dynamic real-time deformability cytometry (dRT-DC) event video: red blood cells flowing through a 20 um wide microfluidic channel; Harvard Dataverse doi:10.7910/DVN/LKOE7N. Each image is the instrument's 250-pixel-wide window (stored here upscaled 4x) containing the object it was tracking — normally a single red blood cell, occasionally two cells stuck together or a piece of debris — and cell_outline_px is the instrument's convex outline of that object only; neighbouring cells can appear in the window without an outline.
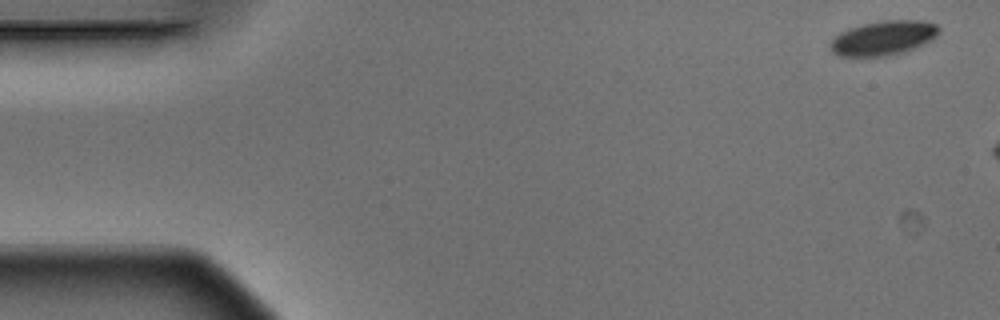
{"species": "Egyptian fruit bat (a non-hibernating species)", "species_latin": "Rousettus aegyptiacus", "temperature_condition": "warm", "stored_images_in_passage": 3, "camera_frame_rate_fps": 3000, "um_per_image_px": 0.085, "animal": {"sex": "male"}, "frame": {"image": 1, "passage_image": 1, "time_ms": 0.0, "image_size_px": [1000, 320], "cell_outline_px": [[940, 32], [932, 40], [916, 48], [904, 52], [884, 56], [840, 56], [832, 52], [828, 44], [840, 32], [864, 24], [884, 20], [920, 20], [936, 24], [940, 28]], "centroid_in_image_um": [75.11, 3.23], "position_along_channel_um": 9.9, "area_um2": 21.79}}